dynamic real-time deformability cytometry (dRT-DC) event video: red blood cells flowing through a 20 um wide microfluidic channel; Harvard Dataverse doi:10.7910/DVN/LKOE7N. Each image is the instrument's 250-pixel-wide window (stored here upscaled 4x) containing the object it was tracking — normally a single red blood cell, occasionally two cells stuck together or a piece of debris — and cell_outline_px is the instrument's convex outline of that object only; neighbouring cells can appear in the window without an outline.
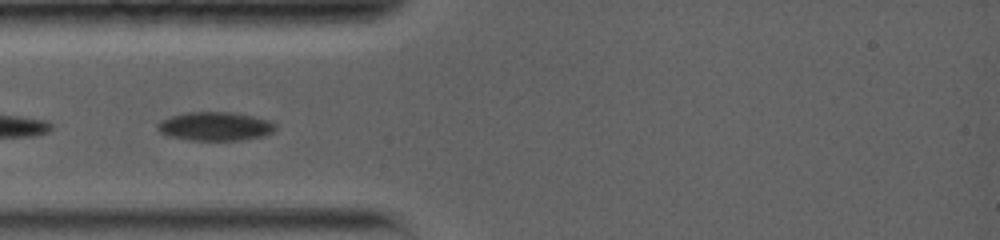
{"species": "common noctule bat (a hibernating species)", "species_latin": "Nyctalus noctula", "temperature_condition": "warm", "stored_images_in_passage": 2, "camera_frame_rate_fps": 5000, "um_per_image_px": 0.085, "animal": {"sex": "female", "body_mass_g": 19.0, "forearm_length_mm": 56.7}, "frame": {"image": 1, "passage_image": 1, "time_ms": 0.0, "image_size_px": [1000, 240], "cell_outline_px": [[276, 128], [272, 132], [260, 136], [240, 140], [188, 140], [168, 136], [160, 132], [156, 128], [156, 124], [160, 120], [184, 112], [232, 112], [252, 116], [268, 120], [276, 124]], "centroid_in_image_um": [18.23, 10.73], "position_along_channel_um": 66.8, "area_um2": 19.71}}
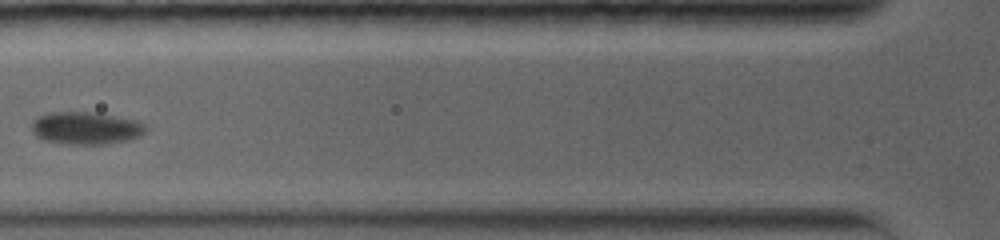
{"frame": {"image": 2, "passage_image": 2, "time_ms": 1.4, "image_size_px": [1000, 240], "cell_outline_px": [[148, 128], [140, 136], [128, 140], [104, 144], [72, 144], [40, 140], [32, 132], [32, 120], [36, 116], [52, 112], [100, 112], [136, 120], [144, 124]], "centroid_in_image_um": [7.29, 10.87], "position_along_channel_um": 118.5, "area_um2": 21.91}}